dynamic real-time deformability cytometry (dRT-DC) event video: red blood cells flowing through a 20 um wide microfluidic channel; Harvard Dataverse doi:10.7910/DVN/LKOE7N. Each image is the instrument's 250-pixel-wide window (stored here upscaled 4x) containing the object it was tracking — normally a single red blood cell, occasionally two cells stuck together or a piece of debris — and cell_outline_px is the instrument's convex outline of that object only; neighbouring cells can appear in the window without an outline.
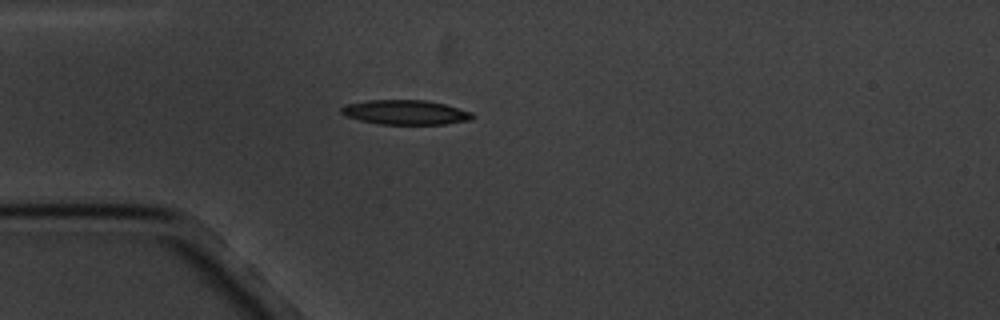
{"species": "common noctule bat (a hibernating species)", "species_latin": "Nyctalus noctula", "temperature_condition": "cold", "stored_images_in_passage": 16, "camera_frame_rate_fps": 3000, "um_per_image_px": 0.085, "animal": {"sex": "male", "body_mass_g": 20.1, "forearm_length_mm": 53.5}, "frame": {"image": 1, "passage_image": 4, "time_ms": 3.667, "image_size_px": [1000, 320], "cell_outline_px": [[476, 116], [472, 120], [444, 124], [380, 124], [360, 120], [344, 116], [340, 112], [340, 108], [344, 104], [368, 100], [424, 100], [444, 104], [472, 112]], "centroid_in_image_um": [34.45, 9.55], "position_along_channel_um": 50.6, "area_um2": 18.9}}
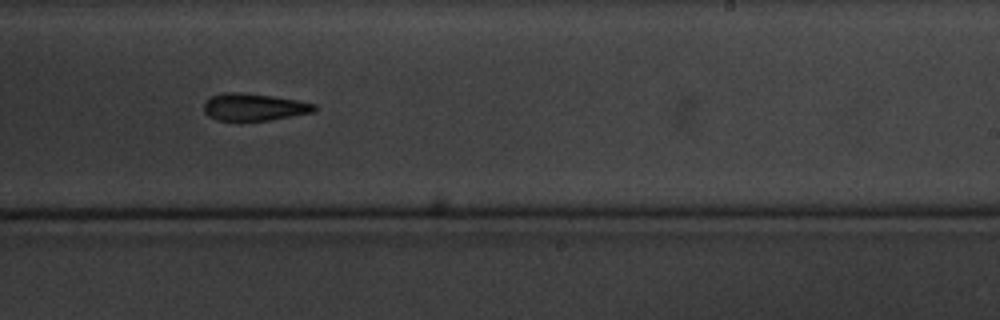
{"frame": {"image": 2, "passage_image": 10, "time_ms": 10.333, "image_size_px": [1000, 320], "cell_outline_px": [[316, 112], [268, 120], [216, 120], [208, 116], [204, 112], [204, 100], [212, 96], [224, 92], [244, 92], [272, 96], [296, 100], [316, 104]], "centroid_in_image_um": [21.57, 9.09], "position_along_channel_um": 267.4, "area_um2": 17.57}}
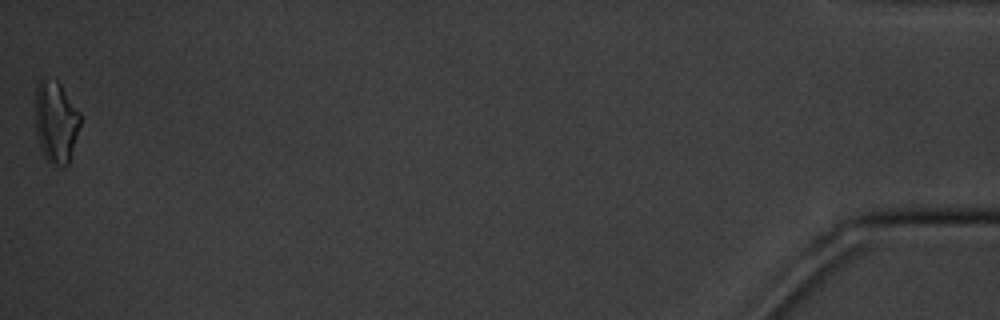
{"frame": {"image": 3, "passage_image": 16, "time_ms": 18.0, "image_size_px": [1000, 320], "cell_outline_px": [[80, 124], [68, 164], [64, 168], [48, 160], [44, 156], [36, 136], [36, 84], [44, 76], [56, 80], [60, 84], [80, 112]], "centroid_in_image_um": [4.74, 10.33], "position_along_channel_um": 430.5, "area_um2": 21.33}, "authors_computed_cell_mechanics": {"area_um2": 18.6694, "velocity_mm_per_s": 3.3809, "shape_relaxation_time_tau1_ms": 4.2109, "shape_relaxation_time_tau2_ms": 10.9498, "deformation_change_tau1": 0.1187, "deformation_change_tau2": 0.2179}}